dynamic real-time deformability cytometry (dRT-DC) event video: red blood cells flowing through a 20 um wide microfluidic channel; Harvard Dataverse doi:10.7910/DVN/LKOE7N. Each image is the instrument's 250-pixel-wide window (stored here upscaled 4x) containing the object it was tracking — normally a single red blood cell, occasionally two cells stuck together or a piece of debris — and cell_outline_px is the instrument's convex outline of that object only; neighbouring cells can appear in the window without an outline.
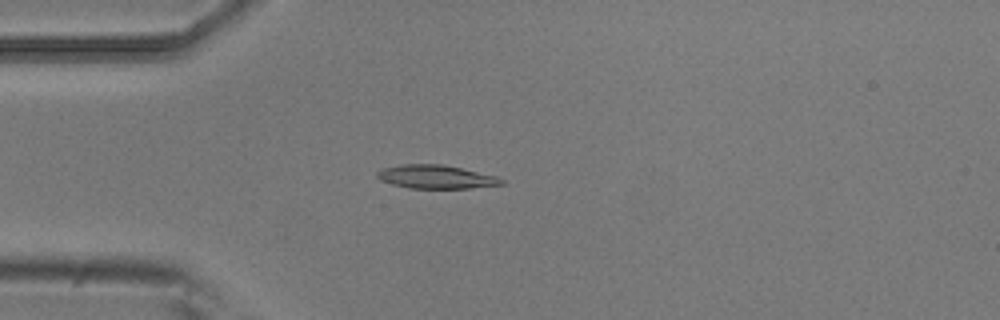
{"species": "common noctule bat (a hibernating species)", "species_latin": "Nyctalus noctula", "temperature_condition": "room temperature", "stored_images_in_passage": 4, "camera_frame_rate_fps": 3000, "um_per_image_px": 0.085, "animal": {"sex": "male", "body_mass_g": 20.5, "forearm_length_mm": 52.5}, "frame": {"image": 1, "passage_image": 4, "time_ms": 1.0, "image_size_px": [1000, 320], "cell_outline_px": [[504, 184], [468, 188], [408, 188], [392, 184], [380, 180], [376, 176], [376, 172], [384, 168], [400, 164], [444, 164], [496, 176], [504, 180]], "centroid_in_image_um": [37.03, 15.02], "position_along_channel_um": 48.0, "area_um2": 16.99}}